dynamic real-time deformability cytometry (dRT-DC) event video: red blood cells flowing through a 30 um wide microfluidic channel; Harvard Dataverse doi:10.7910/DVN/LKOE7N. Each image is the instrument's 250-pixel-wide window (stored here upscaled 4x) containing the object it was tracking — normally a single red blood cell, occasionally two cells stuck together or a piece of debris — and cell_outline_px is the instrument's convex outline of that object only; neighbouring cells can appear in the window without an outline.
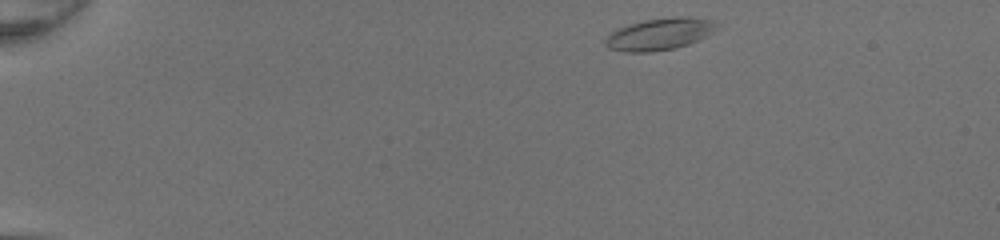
{"species": "common noctule bat (a hibernating species)", "species_latin": "Nyctalus noctula", "temperature_condition": "room temperature", "stored_images_in_passage": 42, "camera_frame_rate_fps": 3000, "um_per_image_px": 0.085, "animal": {"sex": "female", "body_mass_g": 20.0, "forearm_length_mm": 54.0}, "frame": {"image": 1, "passage_image": 1, "time_ms": 0.0, "image_size_px": [1000, 240], "cell_outline_px": [[720, 28], [688, 44], [676, 48], [648, 52], [624, 52], [608, 48], [604, 44], [604, 40], [612, 32], [628, 24], [644, 20], [676, 16], [716, 20], [720, 24]], "centroid_in_image_um": [56.08, 2.89], "position_along_channel_um": 28.9, "area_um2": 20.69}}
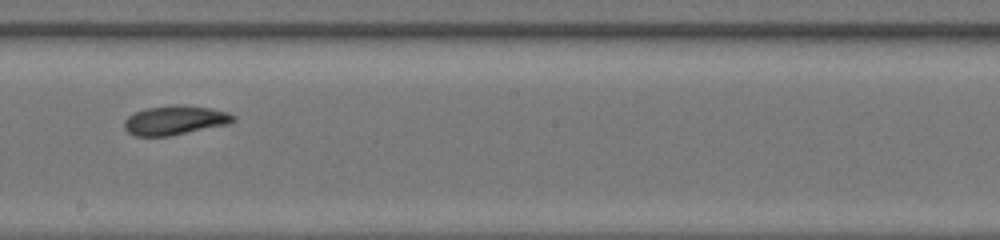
{"frame": {"image": 2, "passage_image": 23, "time_ms": 7.333, "image_size_px": [1000, 240], "cell_outline_px": [[236, 120], [228, 124], [168, 136], [136, 136], [128, 132], [124, 128], [124, 120], [128, 116], [144, 108], [176, 104], [184, 104], [212, 108], [228, 112], [236, 116]], "centroid_in_image_um": [14.88, 10.2], "position_along_channel_um": 233.3, "area_um2": 18.73}}
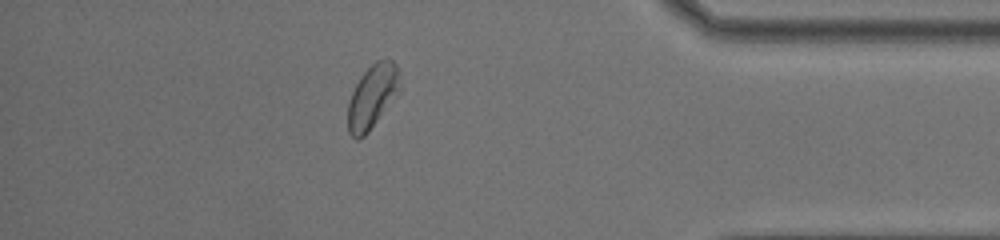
{"frame": {"image": 3, "passage_image": 37, "time_ms": 12.0, "image_size_px": [1000, 240], "cell_outline_px": [[400, 92], [368, 132], [360, 140], [356, 140], [348, 132], [348, 100], [360, 76], [376, 60], [392, 60], [396, 64], [400, 88]], "centroid_in_image_um": [31.63, 8.23], "position_along_channel_um": 403.6, "area_um2": 19.25}, "authors_computed_cell_mechanics": {"area_um2": 19.0451, "velocity_mm_per_s": 4.2043, "shape_relaxation_time_tau1_ms": 9.964, "shape_relaxation_time_tau2_ms": 3.2025, "deformation_change_tau1": 0.1959, "deformation_change_tau2": 0.0933}}